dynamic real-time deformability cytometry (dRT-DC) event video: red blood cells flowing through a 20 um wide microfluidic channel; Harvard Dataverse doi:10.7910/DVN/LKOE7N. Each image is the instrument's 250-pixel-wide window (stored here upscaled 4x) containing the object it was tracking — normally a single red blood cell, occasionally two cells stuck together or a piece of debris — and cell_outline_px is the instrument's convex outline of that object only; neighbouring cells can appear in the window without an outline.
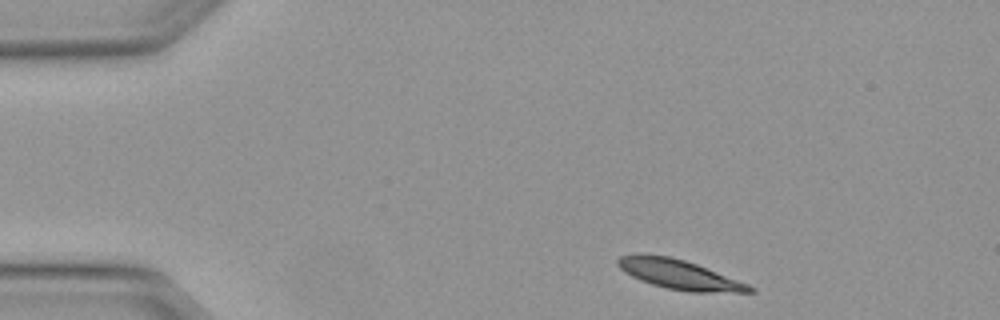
{"species": "Egyptian fruit bat (a non-hibernating species)", "species_latin": "Rousettus aegyptiacus", "temperature_condition": "warm", "stored_images_in_passage": 3, "camera_frame_rate_fps": 3000, "um_per_image_px": 0.085, "animal": {"sex": "female"}, "frame": {"image": 1, "passage_image": 1, "time_ms": 0.0, "image_size_px": [1000, 320], "cell_outline_px": [[756, 292], [688, 292], [668, 288], [652, 284], [640, 280], [624, 272], [616, 264], [616, 260], [620, 256], [672, 256], [696, 264], [748, 284], [756, 288]], "centroid_in_image_um": [57.78, 23.36], "position_along_channel_um": 27.2, "area_um2": 22.08}}
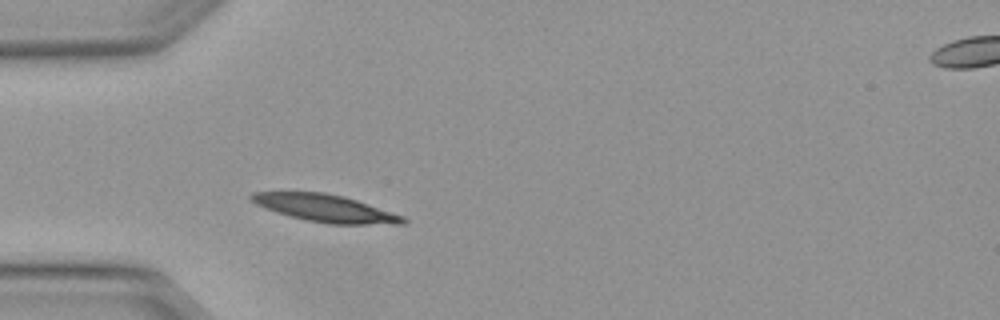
{"frame": {"image": 2, "passage_image": 3, "time_ms": 0.667, "image_size_px": [1000, 320], "cell_outline_px": [[408, 220], [404, 224], [328, 224], [304, 220], [276, 212], [264, 208], [248, 200], [248, 196], [252, 192], [324, 192], [344, 196], [404, 216]], "centroid_in_image_um": [27.62, 17.7], "position_along_channel_um": 57.4, "area_um2": 24.28}}